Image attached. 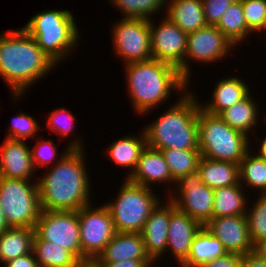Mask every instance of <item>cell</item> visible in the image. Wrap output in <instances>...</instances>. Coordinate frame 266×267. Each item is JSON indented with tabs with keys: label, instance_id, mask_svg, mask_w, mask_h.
I'll use <instances>...</instances> for the list:
<instances>
[{
	"label": "cell",
	"instance_id": "6da1fadb",
	"mask_svg": "<svg viewBox=\"0 0 266 267\" xmlns=\"http://www.w3.org/2000/svg\"><path fill=\"white\" fill-rule=\"evenodd\" d=\"M81 141L72 140L51 170L49 168L37 180L42 210L79 211L91 203L89 173Z\"/></svg>",
	"mask_w": 266,
	"mask_h": 267
},
{
	"label": "cell",
	"instance_id": "7a4b0ae2",
	"mask_svg": "<svg viewBox=\"0 0 266 267\" xmlns=\"http://www.w3.org/2000/svg\"><path fill=\"white\" fill-rule=\"evenodd\" d=\"M53 67L56 63L23 27L0 34V77L10 87L14 101Z\"/></svg>",
	"mask_w": 266,
	"mask_h": 267
},
{
	"label": "cell",
	"instance_id": "3957f363",
	"mask_svg": "<svg viewBox=\"0 0 266 267\" xmlns=\"http://www.w3.org/2000/svg\"><path fill=\"white\" fill-rule=\"evenodd\" d=\"M128 93L135 112L143 114L167 101L171 90L186 92L189 82L169 63L150 59L124 64ZM162 102V103H161Z\"/></svg>",
	"mask_w": 266,
	"mask_h": 267
},
{
	"label": "cell",
	"instance_id": "277c9868",
	"mask_svg": "<svg viewBox=\"0 0 266 267\" xmlns=\"http://www.w3.org/2000/svg\"><path fill=\"white\" fill-rule=\"evenodd\" d=\"M183 93L179 101L144 127L147 146L157 150H199L198 112L201 104L192 91Z\"/></svg>",
	"mask_w": 266,
	"mask_h": 267
},
{
	"label": "cell",
	"instance_id": "5b68a950",
	"mask_svg": "<svg viewBox=\"0 0 266 267\" xmlns=\"http://www.w3.org/2000/svg\"><path fill=\"white\" fill-rule=\"evenodd\" d=\"M57 66L78 45L79 30L68 10H45L35 14L23 27ZM77 44V45H76Z\"/></svg>",
	"mask_w": 266,
	"mask_h": 267
},
{
	"label": "cell",
	"instance_id": "8992f818",
	"mask_svg": "<svg viewBox=\"0 0 266 267\" xmlns=\"http://www.w3.org/2000/svg\"><path fill=\"white\" fill-rule=\"evenodd\" d=\"M199 151L202 157L240 164L249 152V136L231 128L219 115L198 112Z\"/></svg>",
	"mask_w": 266,
	"mask_h": 267
},
{
	"label": "cell",
	"instance_id": "52a82bcc",
	"mask_svg": "<svg viewBox=\"0 0 266 267\" xmlns=\"http://www.w3.org/2000/svg\"><path fill=\"white\" fill-rule=\"evenodd\" d=\"M160 201L152 188L125 179L114 202L104 205L112 216L116 232L140 233Z\"/></svg>",
	"mask_w": 266,
	"mask_h": 267
},
{
	"label": "cell",
	"instance_id": "ba28073f",
	"mask_svg": "<svg viewBox=\"0 0 266 267\" xmlns=\"http://www.w3.org/2000/svg\"><path fill=\"white\" fill-rule=\"evenodd\" d=\"M29 181L0 177V205L10 227L34 228L42 213L37 180Z\"/></svg>",
	"mask_w": 266,
	"mask_h": 267
},
{
	"label": "cell",
	"instance_id": "9c48e42d",
	"mask_svg": "<svg viewBox=\"0 0 266 267\" xmlns=\"http://www.w3.org/2000/svg\"><path fill=\"white\" fill-rule=\"evenodd\" d=\"M89 204L78 211L80 224L81 261L96 260L116 230L108 208Z\"/></svg>",
	"mask_w": 266,
	"mask_h": 267
},
{
	"label": "cell",
	"instance_id": "30bf717a",
	"mask_svg": "<svg viewBox=\"0 0 266 267\" xmlns=\"http://www.w3.org/2000/svg\"><path fill=\"white\" fill-rule=\"evenodd\" d=\"M34 234L40 239L67 249L81 261L78 211L42 210L35 223Z\"/></svg>",
	"mask_w": 266,
	"mask_h": 267
},
{
	"label": "cell",
	"instance_id": "8fae6325",
	"mask_svg": "<svg viewBox=\"0 0 266 267\" xmlns=\"http://www.w3.org/2000/svg\"><path fill=\"white\" fill-rule=\"evenodd\" d=\"M111 30L113 50L124 64L152 59L150 20L121 18Z\"/></svg>",
	"mask_w": 266,
	"mask_h": 267
},
{
	"label": "cell",
	"instance_id": "7c38bea8",
	"mask_svg": "<svg viewBox=\"0 0 266 267\" xmlns=\"http://www.w3.org/2000/svg\"><path fill=\"white\" fill-rule=\"evenodd\" d=\"M176 184L179 196L168 190V199L177 209L206 225L213 218L214 189L203 184L197 172L181 177Z\"/></svg>",
	"mask_w": 266,
	"mask_h": 267
},
{
	"label": "cell",
	"instance_id": "4fadbf2b",
	"mask_svg": "<svg viewBox=\"0 0 266 267\" xmlns=\"http://www.w3.org/2000/svg\"><path fill=\"white\" fill-rule=\"evenodd\" d=\"M235 45L216 27L207 25L187 35V50L184 58V78L189 82V60L212 63L229 56ZM230 51V52H229ZM189 58V59H188ZM188 60V61H187ZM207 62V63H206ZM189 77V78H188Z\"/></svg>",
	"mask_w": 266,
	"mask_h": 267
},
{
	"label": "cell",
	"instance_id": "5bb4252c",
	"mask_svg": "<svg viewBox=\"0 0 266 267\" xmlns=\"http://www.w3.org/2000/svg\"><path fill=\"white\" fill-rule=\"evenodd\" d=\"M153 23V20L150 19L152 58L177 67L184 77V58L188 34L166 16L162 18L159 25L156 26Z\"/></svg>",
	"mask_w": 266,
	"mask_h": 267
},
{
	"label": "cell",
	"instance_id": "9a60e30c",
	"mask_svg": "<svg viewBox=\"0 0 266 267\" xmlns=\"http://www.w3.org/2000/svg\"><path fill=\"white\" fill-rule=\"evenodd\" d=\"M228 253L245 255L253 252L246 215L213 217L204 225Z\"/></svg>",
	"mask_w": 266,
	"mask_h": 267
},
{
	"label": "cell",
	"instance_id": "2e32d148",
	"mask_svg": "<svg viewBox=\"0 0 266 267\" xmlns=\"http://www.w3.org/2000/svg\"><path fill=\"white\" fill-rule=\"evenodd\" d=\"M203 225L177 209L171 201L167 248L170 249L179 267L187 260L192 242Z\"/></svg>",
	"mask_w": 266,
	"mask_h": 267
},
{
	"label": "cell",
	"instance_id": "e0dca14e",
	"mask_svg": "<svg viewBox=\"0 0 266 267\" xmlns=\"http://www.w3.org/2000/svg\"><path fill=\"white\" fill-rule=\"evenodd\" d=\"M4 140L0 146V177L32 180L36 169L26 140Z\"/></svg>",
	"mask_w": 266,
	"mask_h": 267
},
{
	"label": "cell",
	"instance_id": "ac0fdd59",
	"mask_svg": "<svg viewBox=\"0 0 266 267\" xmlns=\"http://www.w3.org/2000/svg\"><path fill=\"white\" fill-rule=\"evenodd\" d=\"M169 201V202H168ZM164 205L161 201L152 210L150 217L144 223L140 234L143 237L145 250L151 260H159L166 251L168 227L171 215V200ZM162 255V256H161Z\"/></svg>",
	"mask_w": 266,
	"mask_h": 267
},
{
	"label": "cell",
	"instance_id": "d6986e66",
	"mask_svg": "<svg viewBox=\"0 0 266 267\" xmlns=\"http://www.w3.org/2000/svg\"><path fill=\"white\" fill-rule=\"evenodd\" d=\"M130 182L151 188V183H173L168 164L161 150L146 145L140 154L134 172L127 178Z\"/></svg>",
	"mask_w": 266,
	"mask_h": 267
},
{
	"label": "cell",
	"instance_id": "ffe728a7",
	"mask_svg": "<svg viewBox=\"0 0 266 267\" xmlns=\"http://www.w3.org/2000/svg\"><path fill=\"white\" fill-rule=\"evenodd\" d=\"M126 259L151 260L140 233L116 232L96 261L119 262Z\"/></svg>",
	"mask_w": 266,
	"mask_h": 267
},
{
	"label": "cell",
	"instance_id": "44dd1931",
	"mask_svg": "<svg viewBox=\"0 0 266 267\" xmlns=\"http://www.w3.org/2000/svg\"><path fill=\"white\" fill-rule=\"evenodd\" d=\"M166 4L165 16L187 34L207 26L202 0H167Z\"/></svg>",
	"mask_w": 266,
	"mask_h": 267
},
{
	"label": "cell",
	"instance_id": "7402d4cb",
	"mask_svg": "<svg viewBox=\"0 0 266 267\" xmlns=\"http://www.w3.org/2000/svg\"><path fill=\"white\" fill-rule=\"evenodd\" d=\"M212 100L201 108L206 112L219 115L225 109L242 100L250 91L247 84L239 77H227L216 82Z\"/></svg>",
	"mask_w": 266,
	"mask_h": 267
},
{
	"label": "cell",
	"instance_id": "603a6c76",
	"mask_svg": "<svg viewBox=\"0 0 266 267\" xmlns=\"http://www.w3.org/2000/svg\"><path fill=\"white\" fill-rule=\"evenodd\" d=\"M203 184L216 189L240 183L239 164L200 157L197 171Z\"/></svg>",
	"mask_w": 266,
	"mask_h": 267
},
{
	"label": "cell",
	"instance_id": "cb8c5ba5",
	"mask_svg": "<svg viewBox=\"0 0 266 267\" xmlns=\"http://www.w3.org/2000/svg\"><path fill=\"white\" fill-rule=\"evenodd\" d=\"M141 133L140 137L131 135L122 137L107 147V156L110 160L117 164L118 167L130 169L126 179L134 172L140 154L146 147L145 133L143 130Z\"/></svg>",
	"mask_w": 266,
	"mask_h": 267
},
{
	"label": "cell",
	"instance_id": "d4e9b609",
	"mask_svg": "<svg viewBox=\"0 0 266 267\" xmlns=\"http://www.w3.org/2000/svg\"><path fill=\"white\" fill-rule=\"evenodd\" d=\"M227 253L222 243L203 226L196 234L189 256L181 267H199Z\"/></svg>",
	"mask_w": 266,
	"mask_h": 267
},
{
	"label": "cell",
	"instance_id": "484cf974",
	"mask_svg": "<svg viewBox=\"0 0 266 267\" xmlns=\"http://www.w3.org/2000/svg\"><path fill=\"white\" fill-rule=\"evenodd\" d=\"M34 228L9 227L0 235V262H6L32 251Z\"/></svg>",
	"mask_w": 266,
	"mask_h": 267
},
{
	"label": "cell",
	"instance_id": "4316f807",
	"mask_svg": "<svg viewBox=\"0 0 266 267\" xmlns=\"http://www.w3.org/2000/svg\"><path fill=\"white\" fill-rule=\"evenodd\" d=\"M255 103L249 92L242 100L222 111L219 116L231 128L249 136L248 132L251 133L252 128L258 123L259 111Z\"/></svg>",
	"mask_w": 266,
	"mask_h": 267
},
{
	"label": "cell",
	"instance_id": "83f0119b",
	"mask_svg": "<svg viewBox=\"0 0 266 267\" xmlns=\"http://www.w3.org/2000/svg\"><path fill=\"white\" fill-rule=\"evenodd\" d=\"M242 188L239 183L214 189L213 217L246 215L249 201Z\"/></svg>",
	"mask_w": 266,
	"mask_h": 267
},
{
	"label": "cell",
	"instance_id": "f1b7e54d",
	"mask_svg": "<svg viewBox=\"0 0 266 267\" xmlns=\"http://www.w3.org/2000/svg\"><path fill=\"white\" fill-rule=\"evenodd\" d=\"M32 252L38 267H76L80 262L70 251L33 236Z\"/></svg>",
	"mask_w": 266,
	"mask_h": 267
},
{
	"label": "cell",
	"instance_id": "f546056e",
	"mask_svg": "<svg viewBox=\"0 0 266 267\" xmlns=\"http://www.w3.org/2000/svg\"><path fill=\"white\" fill-rule=\"evenodd\" d=\"M216 27L236 46L245 37H248L251 31L247 28L245 22L242 2L236 0L222 15Z\"/></svg>",
	"mask_w": 266,
	"mask_h": 267
},
{
	"label": "cell",
	"instance_id": "4dcf8cb0",
	"mask_svg": "<svg viewBox=\"0 0 266 267\" xmlns=\"http://www.w3.org/2000/svg\"><path fill=\"white\" fill-rule=\"evenodd\" d=\"M240 184L266 193V160L248 152L239 164ZM244 184V185H243Z\"/></svg>",
	"mask_w": 266,
	"mask_h": 267
},
{
	"label": "cell",
	"instance_id": "1f68e13d",
	"mask_svg": "<svg viewBox=\"0 0 266 267\" xmlns=\"http://www.w3.org/2000/svg\"><path fill=\"white\" fill-rule=\"evenodd\" d=\"M161 152L175 182L181 177L197 171L201 157L199 150L162 149Z\"/></svg>",
	"mask_w": 266,
	"mask_h": 267
},
{
	"label": "cell",
	"instance_id": "d6a6232c",
	"mask_svg": "<svg viewBox=\"0 0 266 267\" xmlns=\"http://www.w3.org/2000/svg\"><path fill=\"white\" fill-rule=\"evenodd\" d=\"M123 13L122 18L150 20L152 14L165 9L167 0H110ZM163 7V8H162Z\"/></svg>",
	"mask_w": 266,
	"mask_h": 267
},
{
	"label": "cell",
	"instance_id": "836d02e7",
	"mask_svg": "<svg viewBox=\"0 0 266 267\" xmlns=\"http://www.w3.org/2000/svg\"><path fill=\"white\" fill-rule=\"evenodd\" d=\"M255 202L254 205L252 204L251 210H247L246 213L249 234L253 244L266 238V193L260 194Z\"/></svg>",
	"mask_w": 266,
	"mask_h": 267
},
{
	"label": "cell",
	"instance_id": "e575fe53",
	"mask_svg": "<svg viewBox=\"0 0 266 267\" xmlns=\"http://www.w3.org/2000/svg\"><path fill=\"white\" fill-rule=\"evenodd\" d=\"M247 28L255 32H266V0H240Z\"/></svg>",
	"mask_w": 266,
	"mask_h": 267
},
{
	"label": "cell",
	"instance_id": "d590c367",
	"mask_svg": "<svg viewBox=\"0 0 266 267\" xmlns=\"http://www.w3.org/2000/svg\"><path fill=\"white\" fill-rule=\"evenodd\" d=\"M6 136L8 139L24 141V139H35L37 131L40 129L39 124L31 116L21 112L12 120V125L9 128ZM34 137V138H33Z\"/></svg>",
	"mask_w": 266,
	"mask_h": 267
},
{
	"label": "cell",
	"instance_id": "8d00e7d4",
	"mask_svg": "<svg viewBox=\"0 0 266 267\" xmlns=\"http://www.w3.org/2000/svg\"><path fill=\"white\" fill-rule=\"evenodd\" d=\"M50 113L46 128H49L53 133L58 134L62 138L70 137L75 127V116L64 107L52 110Z\"/></svg>",
	"mask_w": 266,
	"mask_h": 267
},
{
	"label": "cell",
	"instance_id": "74e56055",
	"mask_svg": "<svg viewBox=\"0 0 266 267\" xmlns=\"http://www.w3.org/2000/svg\"><path fill=\"white\" fill-rule=\"evenodd\" d=\"M30 151L32 163L36 169L39 168V166H47L46 168L48 171V166L51 164L52 167V163L55 162L54 159H56L57 156V147L54 144V141L50 139L39 140Z\"/></svg>",
	"mask_w": 266,
	"mask_h": 267
},
{
	"label": "cell",
	"instance_id": "f35d334b",
	"mask_svg": "<svg viewBox=\"0 0 266 267\" xmlns=\"http://www.w3.org/2000/svg\"><path fill=\"white\" fill-rule=\"evenodd\" d=\"M236 0H202L203 12L207 25L216 26L224 12Z\"/></svg>",
	"mask_w": 266,
	"mask_h": 267
},
{
	"label": "cell",
	"instance_id": "ab89813d",
	"mask_svg": "<svg viewBox=\"0 0 266 267\" xmlns=\"http://www.w3.org/2000/svg\"><path fill=\"white\" fill-rule=\"evenodd\" d=\"M243 255L237 253H227L223 257H218L208 261L199 267H240Z\"/></svg>",
	"mask_w": 266,
	"mask_h": 267
},
{
	"label": "cell",
	"instance_id": "60d3db41",
	"mask_svg": "<svg viewBox=\"0 0 266 267\" xmlns=\"http://www.w3.org/2000/svg\"><path fill=\"white\" fill-rule=\"evenodd\" d=\"M5 267H38L37 260L33 252L10 260L4 264Z\"/></svg>",
	"mask_w": 266,
	"mask_h": 267
},
{
	"label": "cell",
	"instance_id": "b9f144b4",
	"mask_svg": "<svg viewBox=\"0 0 266 267\" xmlns=\"http://www.w3.org/2000/svg\"><path fill=\"white\" fill-rule=\"evenodd\" d=\"M151 260H132L126 259L119 262H98L102 267H143L144 264Z\"/></svg>",
	"mask_w": 266,
	"mask_h": 267
},
{
	"label": "cell",
	"instance_id": "7bdbcfd3",
	"mask_svg": "<svg viewBox=\"0 0 266 267\" xmlns=\"http://www.w3.org/2000/svg\"><path fill=\"white\" fill-rule=\"evenodd\" d=\"M240 267H266V260L259 257L255 252L243 255Z\"/></svg>",
	"mask_w": 266,
	"mask_h": 267
},
{
	"label": "cell",
	"instance_id": "ee69618b",
	"mask_svg": "<svg viewBox=\"0 0 266 267\" xmlns=\"http://www.w3.org/2000/svg\"><path fill=\"white\" fill-rule=\"evenodd\" d=\"M253 252H255L262 259L266 260V238L254 244Z\"/></svg>",
	"mask_w": 266,
	"mask_h": 267
},
{
	"label": "cell",
	"instance_id": "f6af8a7d",
	"mask_svg": "<svg viewBox=\"0 0 266 267\" xmlns=\"http://www.w3.org/2000/svg\"><path fill=\"white\" fill-rule=\"evenodd\" d=\"M2 208L3 207L0 205V235L10 227L6 221L5 214Z\"/></svg>",
	"mask_w": 266,
	"mask_h": 267
},
{
	"label": "cell",
	"instance_id": "bcb514c9",
	"mask_svg": "<svg viewBox=\"0 0 266 267\" xmlns=\"http://www.w3.org/2000/svg\"><path fill=\"white\" fill-rule=\"evenodd\" d=\"M76 267H102L96 260L80 261Z\"/></svg>",
	"mask_w": 266,
	"mask_h": 267
},
{
	"label": "cell",
	"instance_id": "7dc6e473",
	"mask_svg": "<svg viewBox=\"0 0 266 267\" xmlns=\"http://www.w3.org/2000/svg\"><path fill=\"white\" fill-rule=\"evenodd\" d=\"M261 141L262 144H260L259 151H257L258 153L256 155L266 160V137Z\"/></svg>",
	"mask_w": 266,
	"mask_h": 267
},
{
	"label": "cell",
	"instance_id": "c3c4849f",
	"mask_svg": "<svg viewBox=\"0 0 266 267\" xmlns=\"http://www.w3.org/2000/svg\"><path fill=\"white\" fill-rule=\"evenodd\" d=\"M156 262V260H151L149 263L143 265V267H153L152 265Z\"/></svg>",
	"mask_w": 266,
	"mask_h": 267
}]
</instances>
